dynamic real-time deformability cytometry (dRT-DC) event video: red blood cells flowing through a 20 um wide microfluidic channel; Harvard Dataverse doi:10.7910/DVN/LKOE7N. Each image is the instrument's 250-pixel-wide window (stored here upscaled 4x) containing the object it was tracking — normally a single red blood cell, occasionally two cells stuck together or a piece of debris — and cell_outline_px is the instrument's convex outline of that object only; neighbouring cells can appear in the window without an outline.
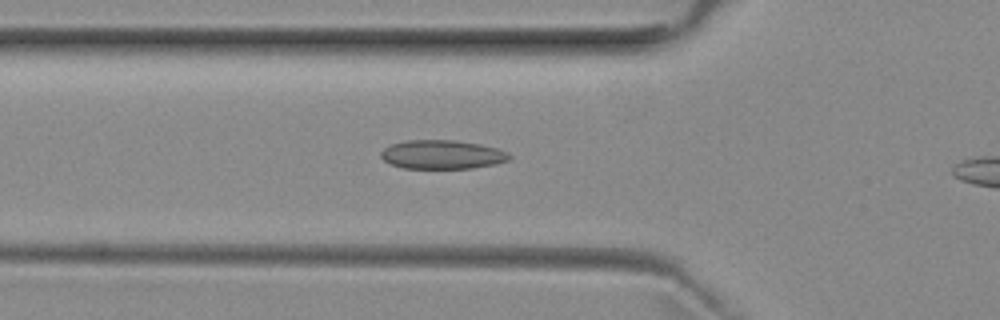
{"species": "common noctule bat (a hibernating species)", "species_latin": "Nyctalus noctula", "temperature_condition": "room temperature", "stored_images_in_passage": 38, "camera_frame_rate_fps": 3000, "um_per_image_px": 0.085, "animal": {"sex": "female", "body_mass_g": 29.2, "forearm_length_mm": 56.3}, "frame": {"image": 1, "passage_image": 12, "time_ms": 3.667, "image_size_px": [1000, 320], "cell_outline_px": [[512, 156], [508, 160], [496, 164], [472, 168], [404, 168], [388, 164], [380, 156], [380, 152], [384, 148], [392, 144], [408, 140], [456, 140], [480, 144], [496, 148], [508, 152]], "centroid_in_image_um": [37.58, 13.14], "position_along_channel_um": 88.2, "area_um2": 21.68}}
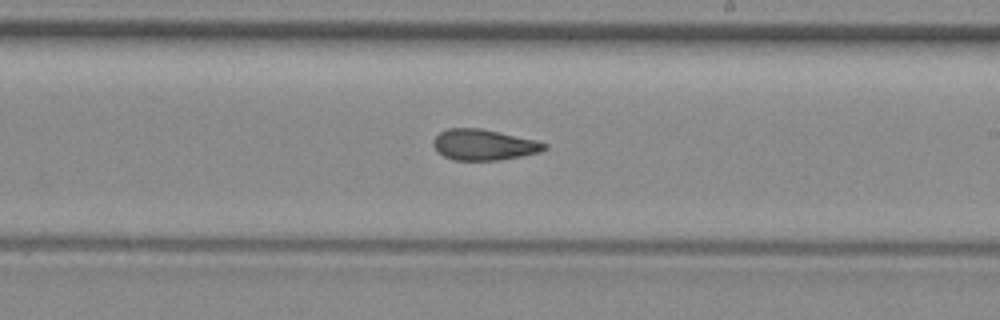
{"frame": {"image": 2, "passage_image": 24, "time_ms": 7.667, "image_size_px": [1000, 320], "cell_outline_px": [[548, 148], [540, 152], [500, 160], [452, 160], [436, 152], [432, 144], [432, 140], [440, 132], [448, 128], [480, 128], [536, 140], [548, 144]], "centroid_in_image_um": [41.1, 12.31], "position_along_channel_um": 247.9, "area_um2": 20.06}}
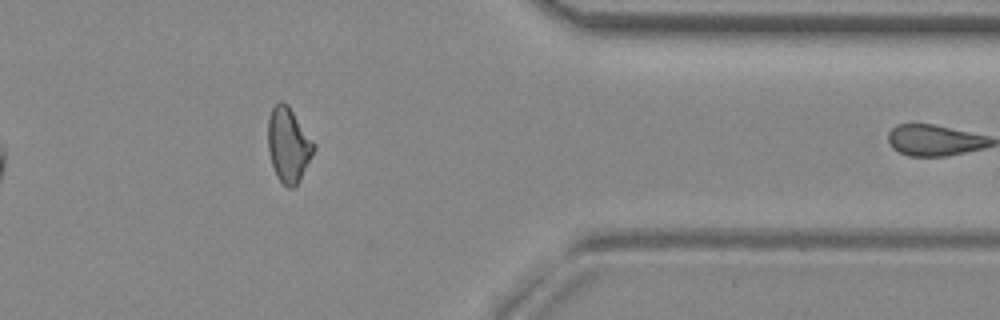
{"frame": {"image": 3, "passage_image": 36, "time_ms": 11.667, "image_size_px": [1000, 320], "cell_outline_px": [[316, 148], [300, 180], [292, 188], [288, 188], [276, 176], [268, 152], [268, 116], [272, 108], [280, 100], [288, 104], [316, 144]], "centroid_in_image_um": [24.52, 12.29], "position_along_channel_um": 386.9, "area_um2": 20.06}}